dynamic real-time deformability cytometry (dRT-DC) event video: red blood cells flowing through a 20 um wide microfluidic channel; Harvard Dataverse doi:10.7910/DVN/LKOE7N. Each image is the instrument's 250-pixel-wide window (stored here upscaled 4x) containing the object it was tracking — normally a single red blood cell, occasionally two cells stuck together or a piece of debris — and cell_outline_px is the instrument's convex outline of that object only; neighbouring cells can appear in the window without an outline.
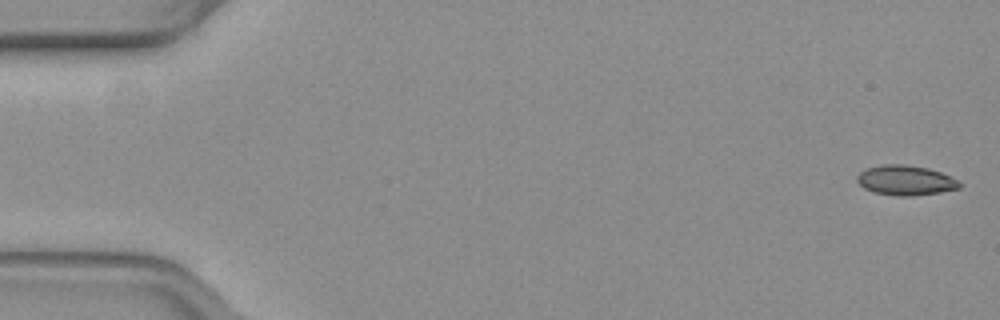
{"species": "common noctule bat (a hibernating species)", "species_latin": "Nyctalus noctula", "temperature_condition": "warm", "stored_images_in_passage": 54, "camera_frame_rate_fps": 3000, "um_per_image_px": 0.085, "animal": {"sex": "female", "body_mass_g": 19.3, "forearm_length_mm": 54.1}, "frame": {"image": 1, "passage_image": 1, "time_ms": 0.0, "image_size_px": [1000, 320], "cell_outline_px": [[964, 184], [960, 188], [940, 192], [912, 196], [896, 196], [872, 192], [864, 188], [856, 180], [856, 176], [860, 172], [868, 168], [884, 164], [904, 164], [928, 168], [940, 172]], "centroid_in_image_um": [76.96, 15.33], "position_along_channel_um": 8.0, "area_um2": 17.86}}
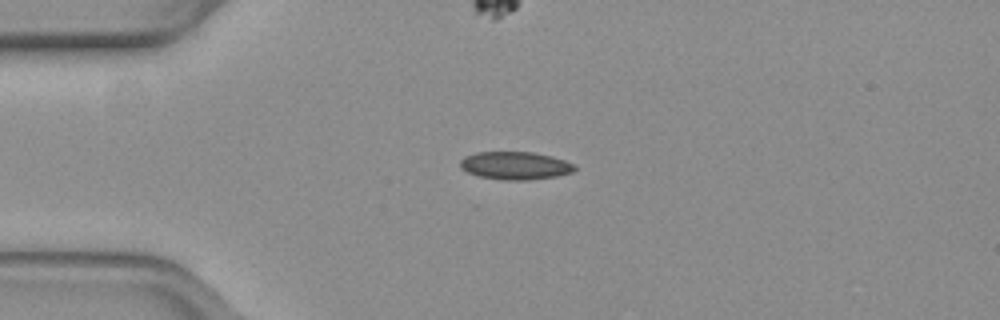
{"frame": {"image": 2, "passage_image": 13, "time_ms": 4.0, "image_size_px": [1000, 320], "cell_outline_px": [[576, 168], [572, 172], [556, 176], [528, 180], [500, 180], [480, 176], [468, 172], [460, 168], [460, 160], [464, 156], [476, 152], [532, 152], [552, 156], [564, 160], [572, 164]], "centroid_in_image_um": [43.76, 14.07], "position_along_channel_um": 41.2, "area_um2": 18.55}}
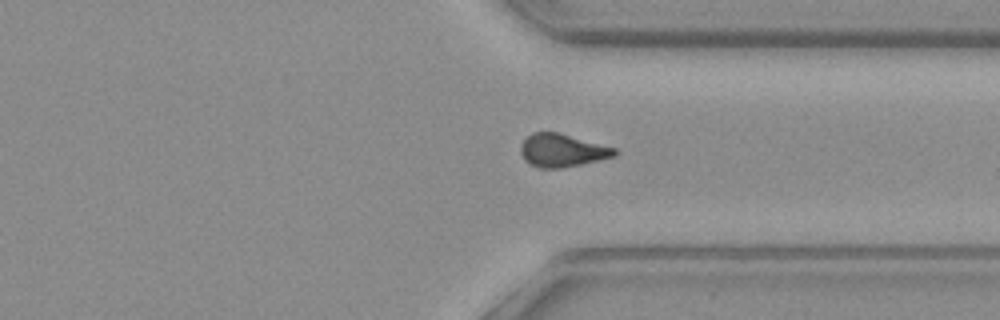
{"frame": {"image": 3, "passage_image": 40, "time_ms": 13.0, "image_size_px": [1000, 320], "cell_outline_px": [[616, 156], [600, 160], [560, 168], [540, 168], [528, 164], [524, 160], [520, 152], [520, 148], [524, 140], [532, 132], [560, 132], [616, 148]], "centroid_in_image_um": [47.77, 12.78], "position_along_channel_um": 363.6, "area_um2": 18.15}, "authors_computed_cell_mechanics": {"area_um2": 18.0336, "velocity_mm_per_s": 3.8743, "shape_relaxation_time_tau1_ms": 8.9111, "shape_relaxation_time_tau2_ms": 4.3074, "deformation_change_tau1": 0.1646, "deformation_change_tau2": 0.094}}